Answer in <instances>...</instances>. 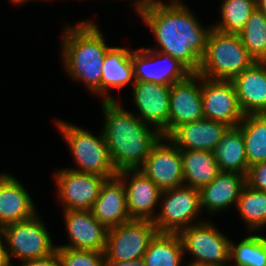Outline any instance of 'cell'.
Instances as JSON below:
<instances>
[{"mask_svg": "<svg viewBox=\"0 0 266 266\" xmlns=\"http://www.w3.org/2000/svg\"><path fill=\"white\" fill-rule=\"evenodd\" d=\"M170 1L154 3L137 11L159 45L150 49L170 55L191 73H197L213 26L201 25L182 0Z\"/></svg>", "mask_w": 266, "mask_h": 266, "instance_id": "1", "label": "cell"}, {"mask_svg": "<svg viewBox=\"0 0 266 266\" xmlns=\"http://www.w3.org/2000/svg\"><path fill=\"white\" fill-rule=\"evenodd\" d=\"M101 103L105 119L101 132L116 171L139 169L162 137L161 133L137 114L123 109L117 100H102Z\"/></svg>", "mask_w": 266, "mask_h": 266, "instance_id": "2", "label": "cell"}, {"mask_svg": "<svg viewBox=\"0 0 266 266\" xmlns=\"http://www.w3.org/2000/svg\"><path fill=\"white\" fill-rule=\"evenodd\" d=\"M61 57L68 76L86 85L93 94L101 96L102 65L111 48L103 38L97 23L86 20L65 27Z\"/></svg>", "mask_w": 266, "mask_h": 266, "instance_id": "3", "label": "cell"}, {"mask_svg": "<svg viewBox=\"0 0 266 266\" xmlns=\"http://www.w3.org/2000/svg\"><path fill=\"white\" fill-rule=\"evenodd\" d=\"M254 62L238 34L213 28L197 74L208 79L232 80Z\"/></svg>", "mask_w": 266, "mask_h": 266, "instance_id": "4", "label": "cell"}, {"mask_svg": "<svg viewBox=\"0 0 266 266\" xmlns=\"http://www.w3.org/2000/svg\"><path fill=\"white\" fill-rule=\"evenodd\" d=\"M56 126L69 145L76 166L69 168L79 172L95 174L108 178L117 175V171L111 161L109 150L103 132L95 135L85 128L62 122L55 121Z\"/></svg>", "mask_w": 266, "mask_h": 266, "instance_id": "5", "label": "cell"}, {"mask_svg": "<svg viewBox=\"0 0 266 266\" xmlns=\"http://www.w3.org/2000/svg\"><path fill=\"white\" fill-rule=\"evenodd\" d=\"M37 213L30 219L3 227V242L10 257L21 262L47 257L56 251L49 231Z\"/></svg>", "mask_w": 266, "mask_h": 266, "instance_id": "6", "label": "cell"}, {"mask_svg": "<svg viewBox=\"0 0 266 266\" xmlns=\"http://www.w3.org/2000/svg\"><path fill=\"white\" fill-rule=\"evenodd\" d=\"M160 199V212L153 220L157 233H179L202 221H196L203 213L199 190L183 185L162 191Z\"/></svg>", "mask_w": 266, "mask_h": 266, "instance_id": "7", "label": "cell"}, {"mask_svg": "<svg viewBox=\"0 0 266 266\" xmlns=\"http://www.w3.org/2000/svg\"><path fill=\"white\" fill-rule=\"evenodd\" d=\"M178 235L184 254L187 252L193 257L191 261L214 266L228 265L231 239L221 233L214 223L201 221L181 230Z\"/></svg>", "mask_w": 266, "mask_h": 266, "instance_id": "8", "label": "cell"}, {"mask_svg": "<svg viewBox=\"0 0 266 266\" xmlns=\"http://www.w3.org/2000/svg\"><path fill=\"white\" fill-rule=\"evenodd\" d=\"M157 233L153 221L132 219L107 231L106 262L142 259L151 239Z\"/></svg>", "mask_w": 266, "mask_h": 266, "instance_id": "9", "label": "cell"}, {"mask_svg": "<svg viewBox=\"0 0 266 266\" xmlns=\"http://www.w3.org/2000/svg\"><path fill=\"white\" fill-rule=\"evenodd\" d=\"M58 199L63 211L91 210L106 177L79 172L68 168L54 174Z\"/></svg>", "mask_w": 266, "mask_h": 266, "instance_id": "10", "label": "cell"}, {"mask_svg": "<svg viewBox=\"0 0 266 266\" xmlns=\"http://www.w3.org/2000/svg\"><path fill=\"white\" fill-rule=\"evenodd\" d=\"M134 80L171 86L185 80L191 72L177 59L158 50H132Z\"/></svg>", "mask_w": 266, "mask_h": 266, "instance_id": "11", "label": "cell"}, {"mask_svg": "<svg viewBox=\"0 0 266 266\" xmlns=\"http://www.w3.org/2000/svg\"><path fill=\"white\" fill-rule=\"evenodd\" d=\"M139 170L161 191L184 185L181 150L167 137H161L152 147Z\"/></svg>", "mask_w": 266, "mask_h": 266, "instance_id": "12", "label": "cell"}, {"mask_svg": "<svg viewBox=\"0 0 266 266\" xmlns=\"http://www.w3.org/2000/svg\"><path fill=\"white\" fill-rule=\"evenodd\" d=\"M202 105L204 118L237 127L242 113L231 80H215L202 77Z\"/></svg>", "mask_w": 266, "mask_h": 266, "instance_id": "13", "label": "cell"}, {"mask_svg": "<svg viewBox=\"0 0 266 266\" xmlns=\"http://www.w3.org/2000/svg\"><path fill=\"white\" fill-rule=\"evenodd\" d=\"M201 90L202 76L197 73H191L185 80L171 85L168 135L182 124L204 118Z\"/></svg>", "mask_w": 266, "mask_h": 266, "instance_id": "14", "label": "cell"}, {"mask_svg": "<svg viewBox=\"0 0 266 266\" xmlns=\"http://www.w3.org/2000/svg\"><path fill=\"white\" fill-rule=\"evenodd\" d=\"M117 176L123 181L126 189L130 218L153 221L157 216V213L153 212L155 207L159 206L162 191L139 169L122 170Z\"/></svg>", "mask_w": 266, "mask_h": 266, "instance_id": "15", "label": "cell"}, {"mask_svg": "<svg viewBox=\"0 0 266 266\" xmlns=\"http://www.w3.org/2000/svg\"><path fill=\"white\" fill-rule=\"evenodd\" d=\"M132 84L138 117L144 123L154 125L162 137H167L171 86L141 81Z\"/></svg>", "mask_w": 266, "mask_h": 266, "instance_id": "16", "label": "cell"}, {"mask_svg": "<svg viewBox=\"0 0 266 266\" xmlns=\"http://www.w3.org/2000/svg\"><path fill=\"white\" fill-rule=\"evenodd\" d=\"M63 216L70 241L57 247L105 251L108 229L90 210H67Z\"/></svg>", "mask_w": 266, "mask_h": 266, "instance_id": "17", "label": "cell"}, {"mask_svg": "<svg viewBox=\"0 0 266 266\" xmlns=\"http://www.w3.org/2000/svg\"><path fill=\"white\" fill-rule=\"evenodd\" d=\"M231 81L244 115L266 114V62L255 61Z\"/></svg>", "mask_w": 266, "mask_h": 266, "instance_id": "18", "label": "cell"}, {"mask_svg": "<svg viewBox=\"0 0 266 266\" xmlns=\"http://www.w3.org/2000/svg\"><path fill=\"white\" fill-rule=\"evenodd\" d=\"M230 127L224 123L203 118L175 128L167 138L180 150L214 151L221 137Z\"/></svg>", "mask_w": 266, "mask_h": 266, "instance_id": "19", "label": "cell"}, {"mask_svg": "<svg viewBox=\"0 0 266 266\" xmlns=\"http://www.w3.org/2000/svg\"><path fill=\"white\" fill-rule=\"evenodd\" d=\"M90 211L107 229L132 220L127 209L126 189L117 175L105 180Z\"/></svg>", "mask_w": 266, "mask_h": 266, "instance_id": "20", "label": "cell"}, {"mask_svg": "<svg viewBox=\"0 0 266 266\" xmlns=\"http://www.w3.org/2000/svg\"><path fill=\"white\" fill-rule=\"evenodd\" d=\"M22 183L9 173L0 174V226L32 218L37 210Z\"/></svg>", "mask_w": 266, "mask_h": 266, "instance_id": "21", "label": "cell"}, {"mask_svg": "<svg viewBox=\"0 0 266 266\" xmlns=\"http://www.w3.org/2000/svg\"><path fill=\"white\" fill-rule=\"evenodd\" d=\"M246 184V175L220 172L217 177L200 191L201 209L210 214L224 211L235 204Z\"/></svg>", "mask_w": 266, "mask_h": 266, "instance_id": "22", "label": "cell"}, {"mask_svg": "<svg viewBox=\"0 0 266 266\" xmlns=\"http://www.w3.org/2000/svg\"><path fill=\"white\" fill-rule=\"evenodd\" d=\"M132 50L125 47H111L105 56L102 65L101 97L103 101L116 100L110 96L109 89H121L130 82H135Z\"/></svg>", "mask_w": 266, "mask_h": 266, "instance_id": "23", "label": "cell"}, {"mask_svg": "<svg viewBox=\"0 0 266 266\" xmlns=\"http://www.w3.org/2000/svg\"><path fill=\"white\" fill-rule=\"evenodd\" d=\"M181 158L185 186L201 190L220 173L212 151L181 150Z\"/></svg>", "mask_w": 266, "mask_h": 266, "instance_id": "24", "label": "cell"}, {"mask_svg": "<svg viewBox=\"0 0 266 266\" xmlns=\"http://www.w3.org/2000/svg\"><path fill=\"white\" fill-rule=\"evenodd\" d=\"M214 157L220 172L248 173V161L242 131L238 127L229 128L216 145Z\"/></svg>", "mask_w": 266, "mask_h": 266, "instance_id": "25", "label": "cell"}, {"mask_svg": "<svg viewBox=\"0 0 266 266\" xmlns=\"http://www.w3.org/2000/svg\"><path fill=\"white\" fill-rule=\"evenodd\" d=\"M183 255L178 233H156L142 259L145 266H181Z\"/></svg>", "mask_w": 266, "mask_h": 266, "instance_id": "26", "label": "cell"}, {"mask_svg": "<svg viewBox=\"0 0 266 266\" xmlns=\"http://www.w3.org/2000/svg\"><path fill=\"white\" fill-rule=\"evenodd\" d=\"M243 134L248 166L266 161V114L244 115L237 126Z\"/></svg>", "mask_w": 266, "mask_h": 266, "instance_id": "27", "label": "cell"}, {"mask_svg": "<svg viewBox=\"0 0 266 266\" xmlns=\"http://www.w3.org/2000/svg\"><path fill=\"white\" fill-rule=\"evenodd\" d=\"M236 208L247 226V231H256L266 225V192L245 184L241 190Z\"/></svg>", "mask_w": 266, "mask_h": 266, "instance_id": "28", "label": "cell"}, {"mask_svg": "<svg viewBox=\"0 0 266 266\" xmlns=\"http://www.w3.org/2000/svg\"><path fill=\"white\" fill-rule=\"evenodd\" d=\"M220 5L221 21L212 26L227 34H239L257 8L256 0H223Z\"/></svg>", "mask_w": 266, "mask_h": 266, "instance_id": "29", "label": "cell"}, {"mask_svg": "<svg viewBox=\"0 0 266 266\" xmlns=\"http://www.w3.org/2000/svg\"><path fill=\"white\" fill-rule=\"evenodd\" d=\"M250 56L257 62H266V14L257 8L246 26L238 34Z\"/></svg>", "mask_w": 266, "mask_h": 266, "instance_id": "30", "label": "cell"}, {"mask_svg": "<svg viewBox=\"0 0 266 266\" xmlns=\"http://www.w3.org/2000/svg\"><path fill=\"white\" fill-rule=\"evenodd\" d=\"M230 261L234 266H266V237L255 233L238 244L231 241Z\"/></svg>", "mask_w": 266, "mask_h": 266, "instance_id": "31", "label": "cell"}, {"mask_svg": "<svg viewBox=\"0 0 266 266\" xmlns=\"http://www.w3.org/2000/svg\"><path fill=\"white\" fill-rule=\"evenodd\" d=\"M60 266H106L104 252L56 247Z\"/></svg>", "mask_w": 266, "mask_h": 266, "instance_id": "32", "label": "cell"}, {"mask_svg": "<svg viewBox=\"0 0 266 266\" xmlns=\"http://www.w3.org/2000/svg\"><path fill=\"white\" fill-rule=\"evenodd\" d=\"M246 184L253 189L266 192V161L249 166Z\"/></svg>", "mask_w": 266, "mask_h": 266, "instance_id": "33", "label": "cell"}, {"mask_svg": "<svg viewBox=\"0 0 266 266\" xmlns=\"http://www.w3.org/2000/svg\"><path fill=\"white\" fill-rule=\"evenodd\" d=\"M21 266H60V258L57 251L51 255L41 258L23 261Z\"/></svg>", "mask_w": 266, "mask_h": 266, "instance_id": "34", "label": "cell"}, {"mask_svg": "<svg viewBox=\"0 0 266 266\" xmlns=\"http://www.w3.org/2000/svg\"><path fill=\"white\" fill-rule=\"evenodd\" d=\"M106 266H145L143 259L122 262H106Z\"/></svg>", "mask_w": 266, "mask_h": 266, "instance_id": "35", "label": "cell"}, {"mask_svg": "<svg viewBox=\"0 0 266 266\" xmlns=\"http://www.w3.org/2000/svg\"><path fill=\"white\" fill-rule=\"evenodd\" d=\"M0 266H13L4 245L0 248Z\"/></svg>", "mask_w": 266, "mask_h": 266, "instance_id": "36", "label": "cell"}, {"mask_svg": "<svg viewBox=\"0 0 266 266\" xmlns=\"http://www.w3.org/2000/svg\"><path fill=\"white\" fill-rule=\"evenodd\" d=\"M134 8L135 11L137 12L138 10H140L143 7L149 6V5H153L154 3H158L161 2V0H134Z\"/></svg>", "mask_w": 266, "mask_h": 266, "instance_id": "37", "label": "cell"}, {"mask_svg": "<svg viewBox=\"0 0 266 266\" xmlns=\"http://www.w3.org/2000/svg\"><path fill=\"white\" fill-rule=\"evenodd\" d=\"M257 9L266 14V0H256Z\"/></svg>", "mask_w": 266, "mask_h": 266, "instance_id": "38", "label": "cell"}, {"mask_svg": "<svg viewBox=\"0 0 266 266\" xmlns=\"http://www.w3.org/2000/svg\"><path fill=\"white\" fill-rule=\"evenodd\" d=\"M185 264H186V266H214V265H208V264H203V263H197V262H193V261H189L188 264L187 263H185Z\"/></svg>", "mask_w": 266, "mask_h": 266, "instance_id": "39", "label": "cell"}, {"mask_svg": "<svg viewBox=\"0 0 266 266\" xmlns=\"http://www.w3.org/2000/svg\"><path fill=\"white\" fill-rule=\"evenodd\" d=\"M4 245L3 242V227L0 226V248Z\"/></svg>", "mask_w": 266, "mask_h": 266, "instance_id": "40", "label": "cell"}, {"mask_svg": "<svg viewBox=\"0 0 266 266\" xmlns=\"http://www.w3.org/2000/svg\"><path fill=\"white\" fill-rule=\"evenodd\" d=\"M10 1H12L13 4L21 5L22 3L24 4L25 2L32 1V0H10Z\"/></svg>", "mask_w": 266, "mask_h": 266, "instance_id": "41", "label": "cell"}]
</instances>
